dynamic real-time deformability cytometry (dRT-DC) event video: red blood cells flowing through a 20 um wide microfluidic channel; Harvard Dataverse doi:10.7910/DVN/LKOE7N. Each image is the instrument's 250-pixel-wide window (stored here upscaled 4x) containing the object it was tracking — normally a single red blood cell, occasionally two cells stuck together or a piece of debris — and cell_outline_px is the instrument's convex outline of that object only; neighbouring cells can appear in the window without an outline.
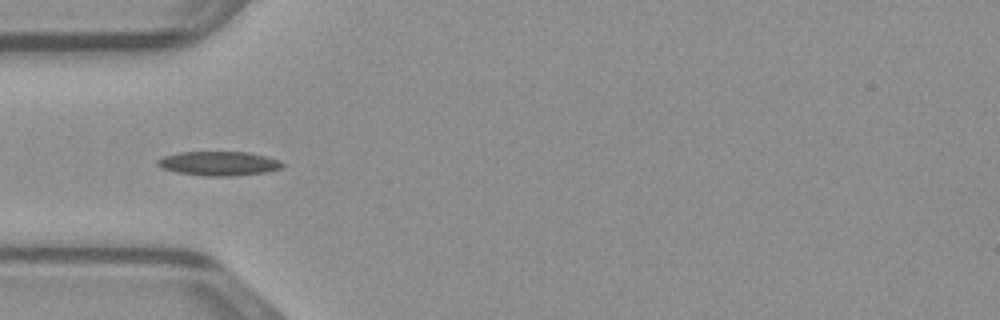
{"species": "common noctule bat (a hibernating species)", "species_latin": "Nyctalus noctula", "temperature_condition": "warm", "stored_images_in_passage": 34, "camera_frame_rate_fps": 3000, "um_per_image_px": 0.085, "animal": {"sex": "male", "body_mass_g": 23.1, "forearm_length_mm": 52.7}, "frame": {"image": 1, "passage_image": 1, "time_ms": 0.0, "image_size_px": [1000, 320], "cell_outline_px": [[284, 168], [264, 172], [232, 176], [204, 176], [176, 172], [160, 168], [156, 164], [156, 160], [164, 156], [180, 152], [248, 152], [280, 160], [284, 164]], "centroid_in_image_um": [18.58, 13.9], "position_along_channel_um": 66.4, "area_um2": 17.69}}
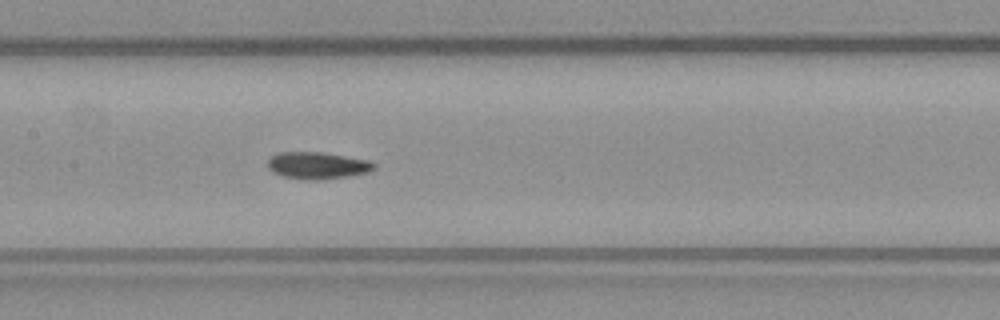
{"frame": {"image": 2, "passage_image": 9, "time_ms": 2.667, "image_size_px": [1000, 320], "cell_outline_px": [[376, 168], [368, 172], [348, 176], [320, 180], [304, 180], [284, 176], [272, 172], [268, 168], [268, 160], [272, 156], [280, 152], [324, 152], [372, 160], [376, 164]], "centroid_in_image_um": [27.03, 14.06], "position_along_channel_um": 180.4, "area_um2": 16.94}}
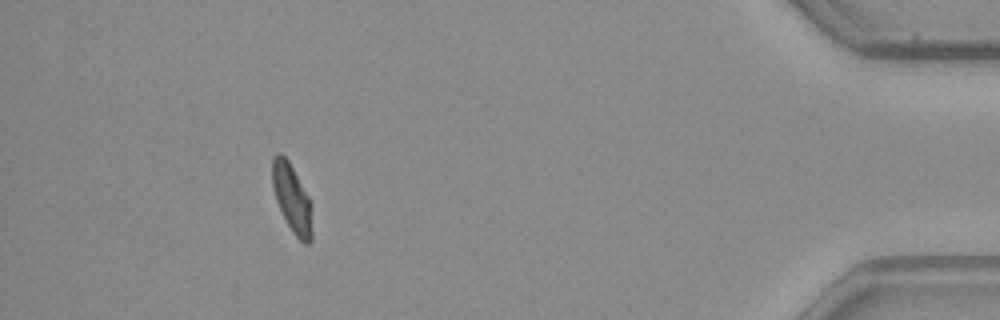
{"frame": {"image": 3, "passage_image": 30, "time_ms": 9.667, "image_size_px": [1000, 320], "cell_outline_px": [[312, 240], [308, 244], [304, 244], [292, 232], [276, 200], [272, 188], [272, 156], [276, 152], [280, 152], [288, 160], [308, 196], [312, 204]], "centroid_in_image_um": [24.82, 16.86], "position_along_channel_um": 410.4, "area_um2": 15.9}}